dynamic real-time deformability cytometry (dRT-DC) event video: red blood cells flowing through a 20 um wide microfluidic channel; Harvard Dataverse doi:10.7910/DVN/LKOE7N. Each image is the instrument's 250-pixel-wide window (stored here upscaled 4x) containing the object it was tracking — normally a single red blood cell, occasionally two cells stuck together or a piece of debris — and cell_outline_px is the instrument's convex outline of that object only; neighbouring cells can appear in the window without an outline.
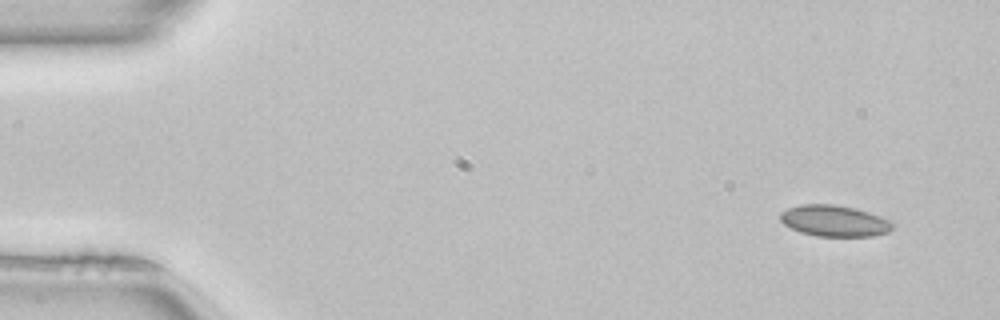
{"species": "common noctule bat (a hibernating species)", "species_latin": "Nyctalus noctula", "temperature_condition": "room temperature", "stored_images_in_passage": 50, "camera_frame_rate_fps": 3000, "um_per_image_px": 0.085, "animal": {"sex": "female", "body_mass_g": 22.7, "forearm_length_mm": 54.2}, "frame": {"image": 1, "passage_image": 3, "time_ms": 0.667, "image_size_px": [1000, 320], "cell_outline_px": [[892, 228], [888, 232], [872, 236], [816, 236], [800, 232], [784, 224], [780, 220], [780, 212], [788, 208], [800, 204], [832, 204], [856, 208], [892, 220]], "centroid_in_image_um": [70.91, 18.77], "position_along_channel_um": 14.1, "area_um2": 20.46}}
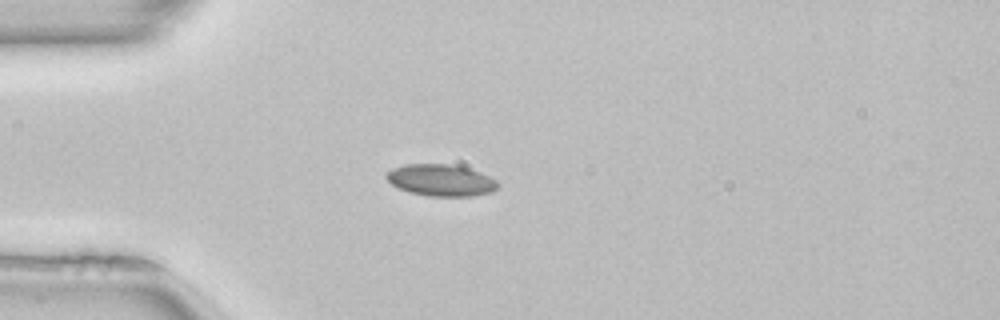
{"frame": {"image": 2, "passage_image": 13, "time_ms": 4.0, "image_size_px": [1000, 320], "cell_outline_px": [[500, 188], [492, 192], [472, 196], [428, 196], [408, 192], [392, 184], [384, 176], [392, 168], [404, 164], [452, 164], [468, 168], [480, 172], [496, 180], [500, 184]], "centroid_in_image_um": [37.5, 15.32], "position_along_channel_um": 47.5, "area_um2": 20.75}}
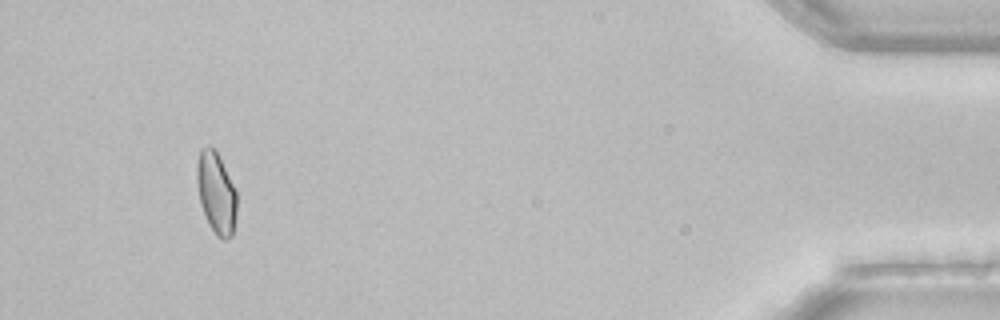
{"frame": {"image": 3, "passage_image": 47, "time_ms": 15.333, "image_size_px": [1000, 320], "cell_outline_px": [[236, 216], [232, 236], [228, 240], [224, 240], [216, 236], [208, 224], [200, 204], [196, 180], [196, 164], [200, 148], [208, 144], [216, 148], [236, 192]], "centroid_in_image_um": [18.35, 16.37], "position_along_channel_um": 416.8, "area_um2": 19.36}, "authors_computed_cell_mechanics": {"area_um2": 19.4208, "velocity_mm_per_s": 4.0369, "shape_relaxation_time_tau1_ms": null, "shape_relaxation_time_tau2_ms": 2.4763, "deformation_change_tau1": null, "deformation_change_tau2": 0.0384}}